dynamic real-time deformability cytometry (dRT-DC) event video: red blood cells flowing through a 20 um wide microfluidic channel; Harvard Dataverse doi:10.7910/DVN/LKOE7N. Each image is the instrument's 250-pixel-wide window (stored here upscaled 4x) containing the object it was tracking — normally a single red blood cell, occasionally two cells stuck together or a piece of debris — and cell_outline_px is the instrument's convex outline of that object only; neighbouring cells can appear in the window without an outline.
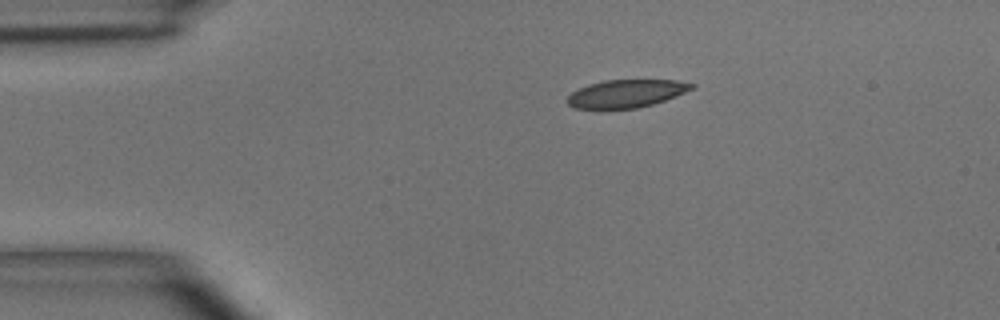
{"species": "common noctule bat (a hibernating species)", "species_latin": "Nyctalus noctula", "temperature_condition": "room temperature", "stored_images_in_passage": 3, "camera_frame_rate_fps": 3000, "um_per_image_px": 0.085, "animal": {"sex": "male", "body_mass_g": 15.6}, "frame": {"image": 1, "passage_image": 1, "time_ms": 0.0, "image_size_px": [1000, 320], "cell_outline_px": [[696, 84], [692, 88], [676, 96], [652, 104], [636, 108], [576, 108], [568, 104], [568, 96], [572, 92], [588, 84], [604, 80], [676, 80]], "centroid_in_image_um": [53.23, 7.94], "position_along_channel_um": 31.8, "area_um2": 19.83}}